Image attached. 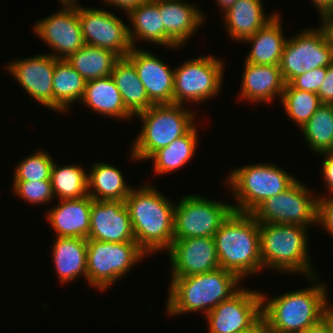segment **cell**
I'll return each mask as SVG.
<instances>
[{
	"label": "cell",
	"instance_id": "obj_1",
	"mask_svg": "<svg viewBox=\"0 0 333 333\" xmlns=\"http://www.w3.org/2000/svg\"><path fill=\"white\" fill-rule=\"evenodd\" d=\"M314 282L307 288L290 291L269 299L262 293V319L272 333H298L320 321L330 312L327 286L320 277H308ZM316 282V283H315ZM314 284V285H313ZM329 300V301H328Z\"/></svg>",
	"mask_w": 333,
	"mask_h": 333
},
{
	"label": "cell",
	"instance_id": "obj_2",
	"mask_svg": "<svg viewBox=\"0 0 333 333\" xmlns=\"http://www.w3.org/2000/svg\"><path fill=\"white\" fill-rule=\"evenodd\" d=\"M134 238L147 254L167 251L174 240V209L169 198L155 185L132 188L125 199Z\"/></svg>",
	"mask_w": 333,
	"mask_h": 333
},
{
	"label": "cell",
	"instance_id": "obj_3",
	"mask_svg": "<svg viewBox=\"0 0 333 333\" xmlns=\"http://www.w3.org/2000/svg\"><path fill=\"white\" fill-rule=\"evenodd\" d=\"M166 312L171 316L203 312L206 315L241 287L235 273L221 267L186 277H170Z\"/></svg>",
	"mask_w": 333,
	"mask_h": 333
},
{
	"label": "cell",
	"instance_id": "obj_4",
	"mask_svg": "<svg viewBox=\"0 0 333 333\" xmlns=\"http://www.w3.org/2000/svg\"><path fill=\"white\" fill-rule=\"evenodd\" d=\"M214 240L221 268L241 280L263 271L259 223L250 213L233 211L215 233Z\"/></svg>",
	"mask_w": 333,
	"mask_h": 333
},
{
	"label": "cell",
	"instance_id": "obj_5",
	"mask_svg": "<svg viewBox=\"0 0 333 333\" xmlns=\"http://www.w3.org/2000/svg\"><path fill=\"white\" fill-rule=\"evenodd\" d=\"M308 229L301 225L259 223L263 269L279 274L302 273L305 278L316 276L309 258Z\"/></svg>",
	"mask_w": 333,
	"mask_h": 333
},
{
	"label": "cell",
	"instance_id": "obj_6",
	"mask_svg": "<svg viewBox=\"0 0 333 333\" xmlns=\"http://www.w3.org/2000/svg\"><path fill=\"white\" fill-rule=\"evenodd\" d=\"M184 106L152 105L148 110L135 115L134 118H140L143 124L132 143L130 154L133 160H148L154 152L182 137L196 124V114L190 108L184 109Z\"/></svg>",
	"mask_w": 333,
	"mask_h": 333
},
{
	"label": "cell",
	"instance_id": "obj_7",
	"mask_svg": "<svg viewBox=\"0 0 333 333\" xmlns=\"http://www.w3.org/2000/svg\"><path fill=\"white\" fill-rule=\"evenodd\" d=\"M229 174L226 183L237 200L232 207L238 213H251L264 200L288 189L298 179L270 162L248 164Z\"/></svg>",
	"mask_w": 333,
	"mask_h": 333
},
{
	"label": "cell",
	"instance_id": "obj_8",
	"mask_svg": "<svg viewBox=\"0 0 333 333\" xmlns=\"http://www.w3.org/2000/svg\"><path fill=\"white\" fill-rule=\"evenodd\" d=\"M146 255L137 242L87 240V283L106 291Z\"/></svg>",
	"mask_w": 333,
	"mask_h": 333
},
{
	"label": "cell",
	"instance_id": "obj_9",
	"mask_svg": "<svg viewBox=\"0 0 333 333\" xmlns=\"http://www.w3.org/2000/svg\"><path fill=\"white\" fill-rule=\"evenodd\" d=\"M298 179L286 190L269 197L250 214L258 223L317 225L318 196Z\"/></svg>",
	"mask_w": 333,
	"mask_h": 333
},
{
	"label": "cell",
	"instance_id": "obj_10",
	"mask_svg": "<svg viewBox=\"0 0 333 333\" xmlns=\"http://www.w3.org/2000/svg\"><path fill=\"white\" fill-rule=\"evenodd\" d=\"M333 63V44L327 39L324 29L311 27L289 37L281 55L279 68L285 84L297 76L314 70L327 68Z\"/></svg>",
	"mask_w": 333,
	"mask_h": 333
},
{
	"label": "cell",
	"instance_id": "obj_11",
	"mask_svg": "<svg viewBox=\"0 0 333 333\" xmlns=\"http://www.w3.org/2000/svg\"><path fill=\"white\" fill-rule=\"evenodd\" d=\"M224 65L220 58L208 54L174 67L173 104H199L217 96L223 84Z\"/></svg>",
	"mask_w": 333,
	"mask_h": 333
},
{
	"label": "cell",
	"instance_id": "obj_12",
	"mask_svg": "<svg viewBox=\"0 0 333 333\" xmlns=\"http://www.w3.org/2000/svg\"><path fill=\"white\" fill-rule=\"evenodd\" d=\"M232 212L233 207L229 203L195 194L183 196L175 203L174 240L214 237Z\"/></svg>",
	"mask_w": 333,
	"mask_h": 333
},
{
	"label": "cell",
	"instance_id": "obj_13",
	"mask_svg": "<svg viewBox=\"0 0 333 333\" xmlns=\"http://www.w3.org/2000/svg\"><path fill=\"white\" fill-rule=\"evenodd\" d=\"M208 333H241L252 329L262 319L259 290L240 288L205 315Z\"/></svg>",
	"mask_w": 333,
	"mask_h": 333
},
{
	"label": "cell",
	"instance_id": "obj_14",
	"mask_svg": "<svg viewBox=\"0 0 333 333\" xmlns=\"http://www.w3.org/2000/svg\"><path fill=\"white\" fill-rule=\"evenodd\" d=\"M62 7L54 14L35 22L34 32L44 44L55 52L56 59H67L86 43L82 34L76 2H62Z\"/></svg>",
	"mask_w": 333,
	"mask_h": 333
},
{
	"label": "cell",
	"instance_id": "obj_15",
	"mask_svg": "<svg viewBox=\"0 0 333 333\" xmlns=\"http://www.w3.org/2000/svg\"><path fill=\"white\" fill-rule=\"evenodd\" d=\"M77 12L84 41L87 45L100 47L126 57L131 49L126 25L114 13L101 8L78 5Z\"/></svg>",
	"mask_w": 333,
	"mask_h": 333
},
{
	"label": "cell",
	"instance_id": "obj_16",
	"mask_svg": "<svg viewBox=\"0 0 333 333\" xmlns=\"http://www.w3.org/2000/svg\"><path fill=\"white\" fill-rule=\"evenodd\" d=\"M11 61L5 68L25 93L52 110L55 58L45 53Z\"/></svg>",
	"mask_w": 333,
	"mask_h": 333
},
{
	"label": "cell",
	"instance_id": "obj_17",
	"mask_svg": "<svg viewBox=\"0 0 333 333\" xmlns=\"http://www.w3.org/2000/svg\"><path fill=\"white\" fill-rule=\"evenodd\" d=\"M167 252L172 267L171 277L206 273L220 267L214 237L173 240Z\"/></svg>",
	"mask_w": 333,
	"mask_h": 333
},
{
	"label": "cell",
	"instance_id": "obj_18",
	"mask_svg": "<svg viewBox=\"0 0 333 333\" xmlns=\"http://www.w3.org/2000/svg\"><path fill=\"white\" fill-rule=\"evenodd\" d=\"M87 240L116 243L136 242L125 202L92 199L90 231Z\"/></svg>",
	"mask_w": 333,
	"mask_h": 333
},
{
	"label": "cell",
	"instance_id": "obj_19",
	"mask_svg": "<svg viewBox=\"0 0 333 333\" xmlns=\"http://www.w3.org/2000/svg\"><path fill=\"white\" fill-rule=\"evenodd\" d=\"M136 68L149 100L154 105L173 104L174 69L156 54L132 47L126 56Z\"/></svg>",
	"mask_w": 333,
	"mask_h": 333
},
{
	"label": "cell",
	"instance_id": "obj_20",
	"mask_svg": "<svg viewBox=\"0 0 333 333\" xmlns=\"http://www.w3.org/2000/svg\"><path fill=\"white\" fill-rule=\"evenodd\" d=\"M55 206L46 212V220L55 236L87 239L92 198L87 195L80 199H62Z\"/></svg>",
	"mask_w": 333,
	"mask_h": 333
},
{
	"label": "cell",
	"instance_id": "obj_21",
	"mask_svg": "<svg viewBox=\"0 0 333 333\" xmlns=\"http://www.w3.org/2000/svg\"><path fill=\"white\" fill-rule=\"evenodd\" d=\"M242 75L239 90L242 100L272 104L275 97L281 99L285 82L279 65H257L244 61Z\"/></svg>",
	"mask_w": 333,
	"mask_h": 333
},
{
	"label": "cell",
	"instance_id": "obj_22",
	"mask_svg": "<svg viewBox=\"0 0 333 333\" xmlns=\"http://www.w3.org/2000/svg\"><path fill=\"white\" fill-rule=\"evenodd\" d=\"M126 16L131 24V26L128 25V35L132 47L136 48L135 41L142 40V42L146 41L171 49L178 48L165 33L162 16L159 12V0H144L130 10Z\"/></svg>",
	"mask_w": 333,
	"mask_h": 333
},
{
	"label": "cell",
	"instance_id": "obj_23",
	"mask_svg": "<svg viewBox=\"0 0 333 333\" xmlns=\"http://www.w3.org/2000/svg\"><path fill=\"white\" fill-rule=\"evenodd\" d=\"M198 8L184 0H159L165 33L180 48L203 25L205 16Z\"/></svg>",
	"mask_w": 333,
	"mask_h": 333
},
{
	"label": "cell",
	"instance_id": "obj_24",
	"mask_svg": "<svg viewBox=\"0 0 333 333\" xmlns=\"http://www.w3.org/2000/svg\"><path fill=\"white\" fill-rule=\"evenodd\" d=\"M52 248V261L59 282L71 283L83 276L87 281V239L56 237Z\"/></svg>",
	"mask_w": 333,
	"mask_h": 333
},
{
	"label": "cell",
	"instance_id": "obj_25",
	"mask_svg": "<svg viewBox=\"0 0 333 333\" xmlns=\"http://www.w3.org/2000/svg\"><path fill=\"white\" fill-rule=\"evenodd\" d=\"M261 1L237 0L223 13L225 28L234 41L243 42L275 17L276 12L269 16L265 15L263 2Z\"/></svg>",
	"mask_w": 333,
	"mask_h": 333
},
{
	"label": "cell",
	"instance_id": "obj_26",
	"mask_svg": "<svg viewBox=\"0 0 333 333\" xmlns=\"http://www.w3.org/2000/svg\"><path fill=\"white\" fill-rule=\"evenodd\" d=\"M79 102L104 117L119 120H131L134 117L126 109L121 93L111 75L86 81L84 94Z\"/></svg>",
	"mask_w": 333,
	"mask_h": 333
},
{
	"label": "cell",
	"instance_id": "obj_27",
	"mask_svg": "<svg viewBox=\"0 0 333 333\" xmlns=\"http://www.w3.org/2000/svg\"><path fill=\"white\" fill-rule=\"evenodd\" d=\"M277 12L263 28L243 42L251 43V50L245 58V62L257 65H279L286 36L283 34L281 14Z\"/></svg>",
	"mask_w": 333,
	"mask_h": 333
},
{
	"label": "cell",
	"instance_id": "obj_28",
	"mask_svg": "<svg viewBox=\"0 0 333 333\" xmlns=\"http://www.w3.org/2000/svg\"><path fill=\"white\" fill-rule=\"evenodd\" d=\"M89 170L88 195L93 200L125 202L132 186H128L118 167L99 161Z\"/></svg>",
	"mask_w": 333,
	"mask_h": 333
},
{
	"label": "cell",
	"instance_id": "obj_29",
	"mask_svg": "<svg viewBox=\"0 0 333 333\" xmlns=\"http://www.w3.org/2000/svg\"><path fill=\"white\" fill-rule=\"evenodd\" d=\"M111 77L121 93L126 109L133 116L154 105L147 96L136 68L127 57H120L116 61Z\"/></svg>",
	"mask_w": 333,
	"mask_h": 333
},
{
	"label": "cell",
	"instance_id": "obj_30",
	"mask_svg": "<svg viewBox=\"0 0 333 333\" xmlns=\"http://www.w3.org/2000/svg\"><path fill=\"white\" fill-rule=\"evenodd\" d=\"M86 80L66 59H56L53 74V110L68 112L76 101H81Z\"/></svg>",
	"mask_w": 333,
	"mask_h": 333
},
{
	"label": "cell",
	"instance_id": "obj_31",
	"mask_svg": "<svg viewBox=\"0 0 333 333\" xmlns=\"http://www.w3.org/2000/svg\"><path fill=\"white\" fill-rule=\"evenodd\" d=\"M196 129L197 127L194 125L185 135L177 138L168 146L160 148L148 158L153 161L155 174H169L191 161L198 146Z\"/></svg>",
	"mask_w": 333,
	"mask_h": 333
},
{
	"label": "cell",
	"instance_id": "obj_32",
	"mask_svg": "<svg viewBox=\"0 0 333 333\" xmlns=\"http://www.w3.org/2000/svg\"><path fill=\"white\" fill-rule=\"evenodd\" d=\"M120 57L113 51L85 44L66 60L86 80L110 76Z\"/></svg>",
	"mask_w": 333,
	"mask_h": 333
},
{
	"label": "cell",
	"instance_id": "obj_33",
	"mask_svg": "<svg viewBox=\"0 0 333 333\" xmlns=\"http://www.w3.org/2000/svg\"><path fill=\"white\" fill-rule=\"evenodd\" d=\"M53 194L59 200L80 199L88 195V171L82 165L58 166L53 163L51 170ZM58 196V197H57Z\"/></svg>",
	"mask_w": 333,
	"mask_h": 333
},
{
	"label": "cell",
	"instance_id": "obj_34",
	"mask_svg": "<svg viewBox=\"0 0 333 333\" xmlns=\"http://www.w3.org/2000/svg\"><path fill=\"white\" fill-rule=\"evenodd\" d=\"M300 129L311 151H333V105L322 104Z\"/></svg>",
	"mask_w": 333,
	"mask_h": 333
},
{
	"label": "cell",
	"instance_id": "obj_35",
	"mask_svg": "<svg viewBox=\"0 0 333 333\" xmlns=\"http://www.w3.org/2000/svg\"><path fill=\"white\" fill-rule=\"evenodd\" d=\"M280 103L289 119L300 128L322 105L317 93L296 89L290 83L285 84Z\"/></svg>",
	"mask_w": 333,
	"mask_h": 333
},
{
	"label": "cell",
	"instance_id": "obj_36",
	"mask_svg": "<svg viewBox=\"0 0 333 333\" xmlns=\"http://www.w3.org/2000/svg\"><path fill=\"white\" fill-rule=\"evenodd\" d=\"M19 162L13 170V181L51 180L54 159L50 153L39 150Z\"/></svg>",
	"mask_w": 333,
	"mask_h": 333
},
{
	"label": "cell",
	"instance_id": "obj_37",
	"mask_svg": "<svg viewBox=\"0 0 333 333\" xmlns=\"http://www.w3.org/2000/svg\"><path fill=\"white\" fill-rule=\"evenodd\" d=\"M12 191L25 203L48 204L54 199L51 180L13 181Z\"/></svg>",
	"mask_w": 333,
	"mask_h": 333
},
{
	"label": "cell",
	"instance_id": "obj_38",
	"mask_svg": "<svg viewBox=\"0 0 333 333\" xmlns=\"http://www.w3.org/2000/svg\"><path fill=\"white\" fill-rule=\"evenodd\" d=\"M327 68L319 67L297 76L290 84L300 90L318 93L319 87L323 84Z\"/></svg>",
	"mask_w": 333,
	"mask_h": 333
},
{
	"label": "cell",
	"instance_id": "obj_39",
	"mask_svg": "<svg viewBox=\"0 0 333 333\" xmlns=\"http://www.w3.org/2000/svg\"><path fill=\"white\" fill-rule=\"evenodd\" d=\"M317 224L333 238V196H318Z\"/></svg>",
	"mask_w": 333,
	"mask_h": 333
},
{
	"label": "cell",
	"instance_id": "obj_40",
	"mask_svg": "<svg viewBox=\"0 0 333 333\" xmlns=\"http://www.w3.org/2000/svg\"><path fill=\"white\" fill-rule=\"evenodd\" d=\"M317 95L322 104L333 105V63L327 67V73L323 84L319 87Z\"/></svg>",
	"mask_w": 333,
	"mask_h": 333
},
{
	"label": "cell",
	"instance_id": "obj_41",
	"mask_svg": "<svg viewBox=\"0 0 333 333\" xmlns=\"http://www.w3.org/2000/svg\"><path fill=\"white\" fill-rule=\"evenodd\" d=\"M324 155V161L322 162V177L325 181L324 184L326 189L330 192V195H333V151H327L321 153ZM332 193V194H331Z\"/></svg>",
	"mask_w": 333,
	"mask_h": 333
},
{
	"label": "cell",
	"instance_id": "obj_42",
	"mask_svg": "<svg viewBox=\"0 0 333 333\" xmlns=\"http://www.w3.org/2000/svg\"><path fill=\"white\" fill-rule=\"evenodd\" d=\"M298 333H332V312L330 311L320 321Z\"/></svg>",
	"mask_w": 333,
	"mask_h": 333
},
{
	"label": "cell",
	"instance_id": "obj_43",
	"mask_svg": "<svg viewBox=\"0 0 333 333\" xmlns=\"http://www.w3.org/2000/svg\"><path fill=\"white\" fill-rule=\"evenodd\" d=\"M320 19L322 21L320 26L324 29L327 39L333 44V8L325 11Z\"/></svg>",
	"mask_w": 333,
	"mask_h": 333
},
{
	"label": "cell",
	"instance_id": "obj_44",
	"mask_svg": "<svg viewBox=\"0 0 333 333\" xmlns=\"http://www.w3.org/2000/svg\"><path fill=\"white\" fill-rule=\"evenodd\" d=\"M144 0H103L104 4L107 6H116V8L122 9L123 12L126 14L138 6L139 3L143 2Z\"/></svg>",
	"mask_w": 333,
	"mask_h": 333
},
{
	"label": "cell",
	"instance_id": "obj_45",
	"mask_svg": "<svg viewBox=\"0 0 333 333\" xmlns=\"http://www.w3.org/2000/svg\"><path fill=\"white\" fill-rule=\"evenodd\" d=\"M318 9V13L321 16L325 11L333 8V0H311Z\"/></svg>",
	"mask_w": 333,
	"mask_h": 333
},
{
	"label": "cell",
	"instance_id": "obj_46",
	"mask_svg": "<svg viewBox=\"0 0 333 333\" xmlns=\"http://www.w3.org/2000/svg\"><path fill=\"white\" fill-rule=\"evenodd\" d=\"M217 1V4L220 6L221 10L224 13L226 10H228L237 0H215Z\"/></svg>",
	"mask_w": 333,
	"mask_h": 333
},
{
	"label": "cell",
	"instance_id": "obj_47",
	"mask_svg": "<svg viewBox=\"0 0 333 333\" xmlns=\"http://www.w3.org/2000/svg\"><path fill=\"white\" fill-rule=\"evenodd\" d=\"M265 329L264 321L261 319L252 329L241 333H262Z\"/></svg>",
	"mask_w": 333,
	"mask_h": 333
},
{
	"label": "cell",
	"instance_id": "obj_48",
	"mask_svg": "<svg viewBox=\"0 0 333 333\" xmlns=\"http://www.w3.org/2000/svg\"><path fill=\"white\" fill-rule=\"evenodd\" d=\"M76 1H78V0H59V2H76Z\"/></svg>",
	"mask_w": 333,
	"mask_h": 333
},
{
	"label": "cell",
	"instance_id": "obj_49",
	"mask_svg": "<svg viewBox=\"0 0 333 333\" xmlns=\"http://www.w3.org/2000/svg\"><path fill=\"white\" fill-rule=\"evenodd\" d=\"M262 333H272L270 331H268L266 328L262 331Z\"/></svg>",
	"mask_w": 333,
	"mask_h": 333
},
{
	"label": "cell",
	"instance_id": "obj_50",
	"mask_svg": "<svg viewBox=\"0 0 333 333\" xmlns=\"http://www.w3.org/2000/svg\"><path fill=\"white\" fill-rule=\"evenodd\" d=\"M330 311L333 313V304H330Z\"/></svg>",
	"mask_w": 333,
	"mask_h": 333
},
{
	"label": "cell",
	"instance_id": "obj_51",
	"mask_svg": "<svg viewBox=\"0 0 333 333\" xmlns=\"http://www.w3.org/2000/svg\"><path fill=\"white\" fill-rule=\"evenodd\" d=\"M332 333H333V313H332Z\"/></svg>",
	"mask_w": 333,
	"mask_h": 333
}]
</instances>
